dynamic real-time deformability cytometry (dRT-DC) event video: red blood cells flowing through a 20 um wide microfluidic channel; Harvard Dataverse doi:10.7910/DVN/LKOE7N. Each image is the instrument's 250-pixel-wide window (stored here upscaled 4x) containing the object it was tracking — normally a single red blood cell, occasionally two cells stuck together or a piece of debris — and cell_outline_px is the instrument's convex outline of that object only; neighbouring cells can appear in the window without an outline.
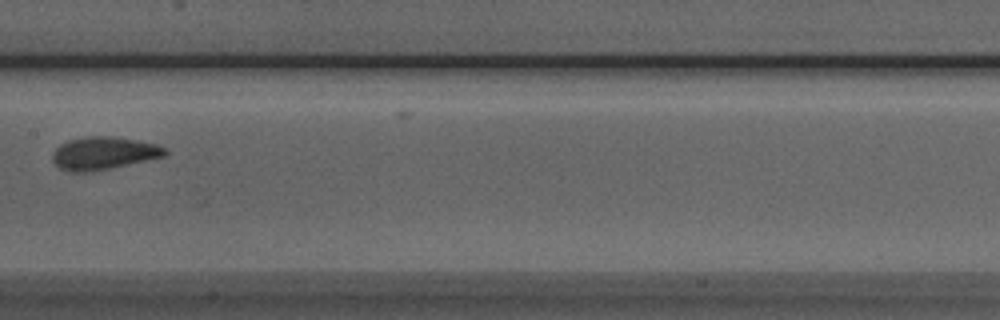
{"species": "Egyptian fruit bat (a non-hibernating species)", "species_latin": "Rousettus aegyptiacus", "temperature_condition": "room temperature", "stored_images_in_passage": 8, "camera_frame_rate_fps": 3000, "um_per_image_px": 0.085, "animal": {"sex": "male"}, "frame": {"image": 1, "passage_image": 7, "time_ms": 7.667, "image_size_px": [1000, 320], "cell_outline_px": [[168, 152], [164, 156], [108, 168], [84, 172], [72, 172], [60, 168], [52, 160], [52, 152], [60, 144], [68, 140], [88, 136], [112, 136], [136, 140], [156, 144], [164, 148]], "centroid_in_image_um": [8.76, 13.01], "position_along_channel_um": 198.6, "area_um2": 21.1}}
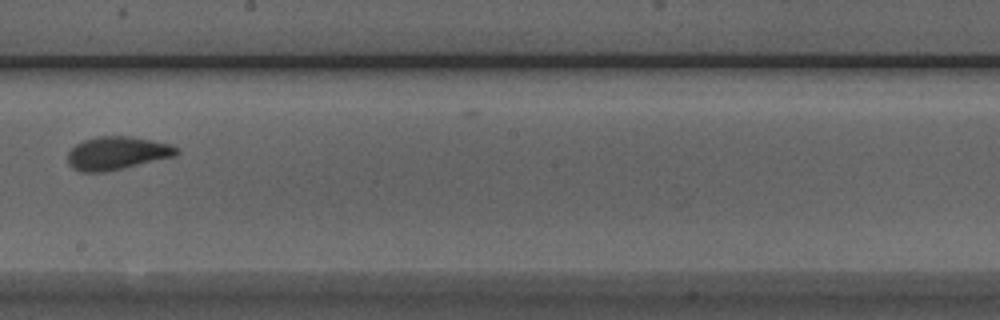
{"frame": {"image": 2, "passage_image": 8, "time_ms": 8.667, "image_size_px": [1000, 320], "cell_outline_px": [[180, 152], [176, 156], [124, 168], [104, 172], [80, 172], [72, 168], [68, 164], [68, 152], [76, 144], [84, 140], [96, 136], [128, 136], [172, 144], [180, 148]], "centroid_in_image_um": [9.97, 13.02], "position_along_channel_um": 238.2, "area_um2": 21.21}}